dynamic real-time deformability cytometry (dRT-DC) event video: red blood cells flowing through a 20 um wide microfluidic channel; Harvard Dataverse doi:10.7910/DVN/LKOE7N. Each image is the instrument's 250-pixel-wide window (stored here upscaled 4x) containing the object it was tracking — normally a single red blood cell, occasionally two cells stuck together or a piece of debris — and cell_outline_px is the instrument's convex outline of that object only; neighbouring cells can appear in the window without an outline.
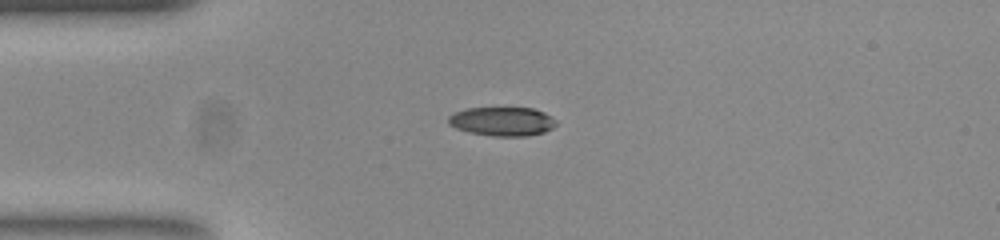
{"species": "common noctule bat (a hibernating species)", "species_latin": "Nyctalus noctula", "temperature_condition": "room temperature", "stored_images_in_passage": 41, "camera_frame_rate_fps": 3000, "um_per_image_px": 0.085, "animal": {"sex": "female", "body_mass_g": 23.0, "forearm_length_mm": 53.4}, "frame": {"image": 1, "passage_image": 1, "time_ms": 0.0, "image_size_px": [1000, 240], "cell_outline_px": [[556, 124], [552, 128], [544, 132], [528, 136], [492, 136], [468, 132], [456, 128], [448, 124], [448, 116], [464, 108], [532, 108], [544, 112], [552, 116], [556, 120]], "centroid_in_image_um": [42.69, 10.32], "position_along_channel_um": 42.3, "area_um2": 18.26}}
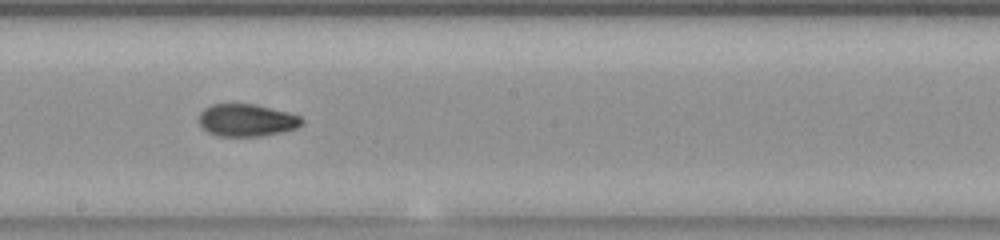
{"frame": {"image": 2, "passage_image": 17, "time_ms": 5.333, "image_size_px": [1000, 240], "cell_outline_px": [[304, 120], [296, 128], [280, 132], [256, 136], [220, 136], [208, 132], [200, 124], [200, 112], [204, 108], [212, 104], [256, 104], [288, 112], [300, 116]], "centroid_in_image_um": [20.96, 10.2], "position_along_channel_um": 227.2, "area_um2": 19.19}}
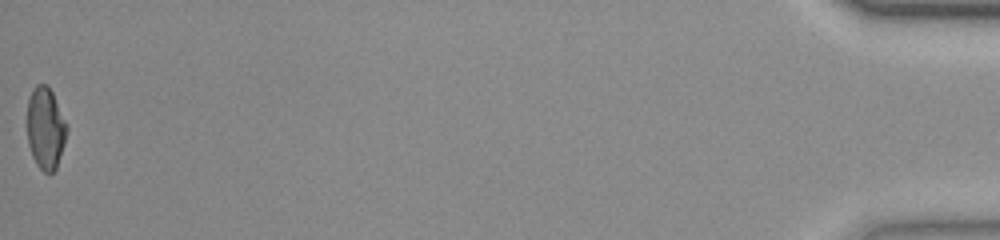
{"frame": {"image": 3, "passage_image": 41, "time_ms": 13.333, "image_size_px": [1000, 240], "cell_outline_px": [[68, 128], [56, 168], [52, 172], [44, 172], [36, 164], [32, 156], [28, 144], [28, 100], [32, 88], [36, 84], [48, 84], [52, 92]], "centroid_in_image_um": [3.85, 10.87], "position_along_channel_um": 431.3, "area_um2": 18.61}, "authors_computed_cell_mechanics": {"area_um2": 19.1896, "velocity_mm_per_s": 3.8602, "shape_relaxation_time_tau1_ms": 7.1654, "shape_relaxation_time_tau2_ms": 2.1836, "deformation_change_tau1": 0.1888, "deformation_change_tau2": 0.0712}}